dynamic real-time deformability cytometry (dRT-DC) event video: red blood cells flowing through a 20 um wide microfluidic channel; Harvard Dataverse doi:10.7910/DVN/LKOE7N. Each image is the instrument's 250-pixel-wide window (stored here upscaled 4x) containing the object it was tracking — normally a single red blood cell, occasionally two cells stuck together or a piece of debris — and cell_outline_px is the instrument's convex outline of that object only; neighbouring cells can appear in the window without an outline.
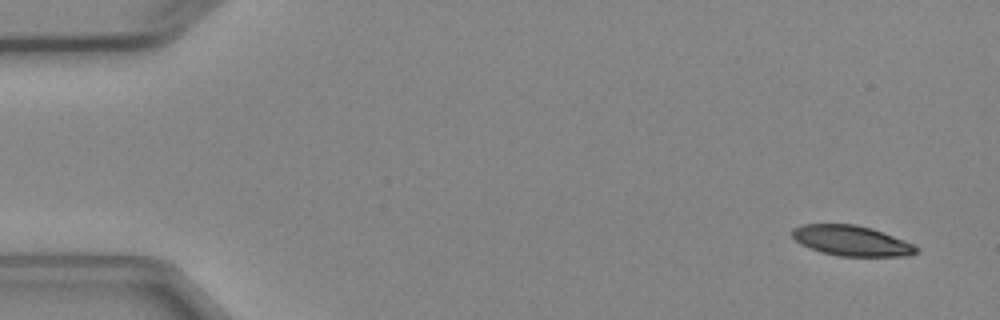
{"species": "Egyptian fruit bat (a non-hibernating species)", "species_latin": "Rousettus aegyptiacus", "temperature_condition": "cold", "stored_images_in_passage": 5, "camera_frame_rate_fps": 3000, "um_per_image_px": 0.085, "animal": {"sex": "female"}, "frame": {"image": 1, "passage_image": 1, "time_ms": 0.0, "image_size_px": [1000, 320], "cell_outline_px": [[920, 248], [916, 252], [908, 256], [840, 256], [820, 252], [800, 244], [792, 236], [792, 228], [800, 224], [856, 224], [872, 228], [912, 244]], "centroid_in_image_um": [72.33, 20.45], "position_along_channel_um": 12.7, "area_um2": 21.85}}
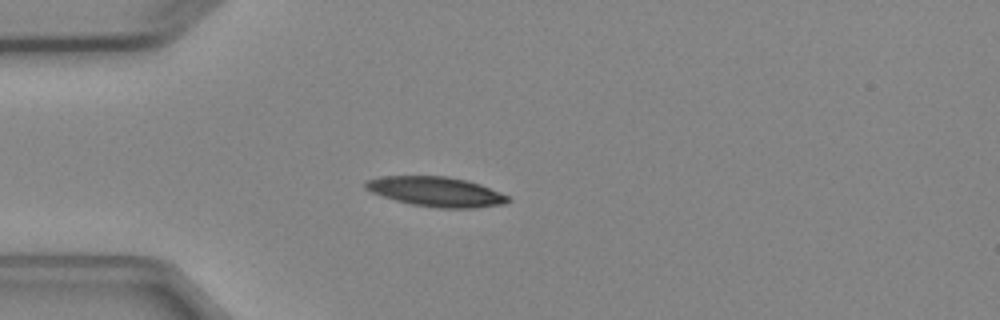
{"frame": {"image": 2, "passage_image": 4, "time_ms": 3.667, "image_size_px": [1000, 320], "cell_outline_px": [[512, 200], [504, 204], [476, 208], [436, 208], [412, 204], [396, 200], [372, 192], [364, 188], [364, 180], [380, 176], [448, 176], [468, 180], [480, 184], [508, 196]], "centroid_in_image_um": [37.06, 16.28], "position_along_channel_um": 47.9, "area_um2": 24.8}}